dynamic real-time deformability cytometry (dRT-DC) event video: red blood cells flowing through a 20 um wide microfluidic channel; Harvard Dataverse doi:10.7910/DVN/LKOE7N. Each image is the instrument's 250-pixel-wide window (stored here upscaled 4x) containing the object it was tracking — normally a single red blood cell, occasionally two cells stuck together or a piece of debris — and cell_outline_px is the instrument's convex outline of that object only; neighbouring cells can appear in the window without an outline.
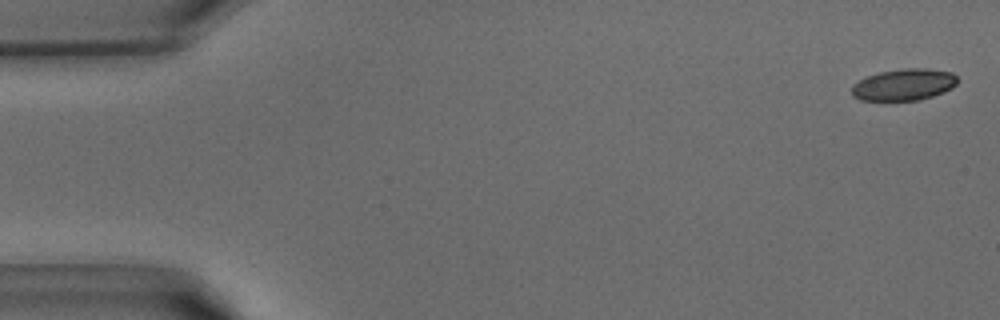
{"species": "common noctule bat (a hibernating species)", "species_latin": "Nyctalus noctula", "temperature_condition": "warm", "stored_images_in_passage": 11, "camera_frame_rate_fps": 3000, "um_per_image_px": 0.085, "animal": {"sex": "male", "body_mass_g": 15.6}, "frame": {"image": 1, "passage_image": 1, "time_ms": 0.0, "image_size_px": [1000, 320], "cell_outline_px": [[956, 84], [952, 88], [944, 92], [920, 100], [860, 100], [852, 96], [852, 88], [860, 80], [868, 76], [880, 72], [908, 68], [924, 68], [952, 72], [956, 76]], "centroid_in_image_um": [76.85, 7.2], "position_along_channel_um": 8.1, "area_um2": 19.25}}
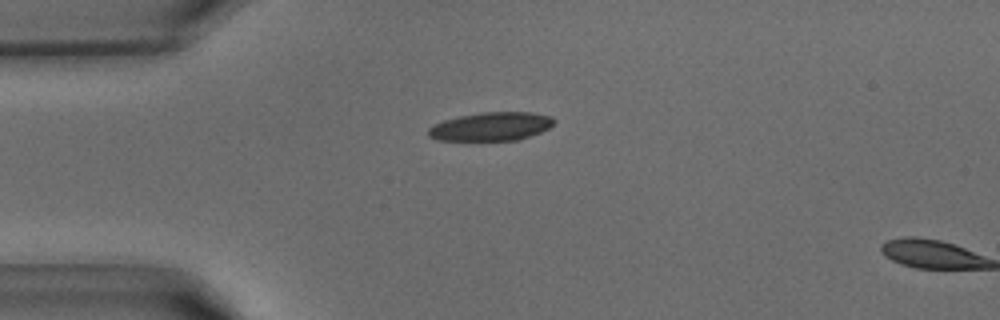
{"frame": {"image": 2, "passage_image": 10, "time_ms": 3.0, "image_size_px": [1000, 320], "cell_outline_px": [[556, 120], [548, 128], [540, 132], [520, 140], [440, 140], [428, 136], [428, 128], [444, 120], [460, 116], [484, 112], [532, 112], [548, 116]], "centroid_in_image_um": [41.75, 10.75], "position_along_channel_um": 43.2, "area_um2": 20.63}}